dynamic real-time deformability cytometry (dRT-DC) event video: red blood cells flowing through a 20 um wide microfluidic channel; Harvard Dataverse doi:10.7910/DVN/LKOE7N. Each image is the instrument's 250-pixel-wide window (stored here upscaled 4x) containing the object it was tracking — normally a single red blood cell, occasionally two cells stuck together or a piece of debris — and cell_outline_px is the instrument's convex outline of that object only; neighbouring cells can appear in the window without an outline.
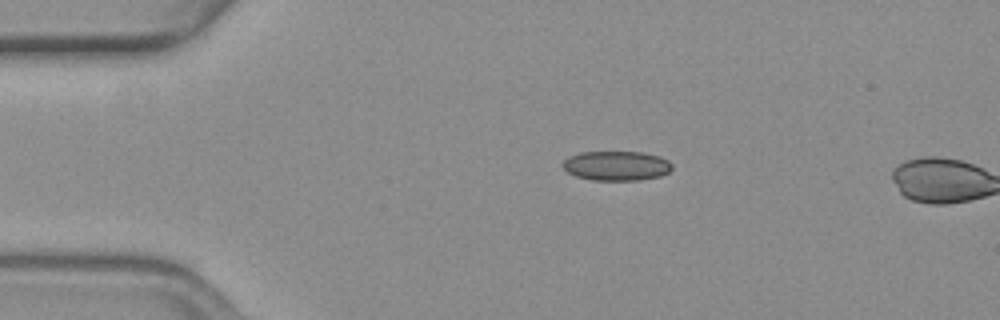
{"species": "common noctule bat (a hibernating species)", "species_latin": "Nyctalus noctula", "temperature_condition": "warm", "stored_images_in_passage": 3, "camera_frame_rate_fps": 3000, "um_per_image_px": 0.085, "animal": {"sex": "female", "body_mass_g": 19.3, "forearm_length_mm": 54.1}, "frame": {"image": 1, "passage_image": 1, "time_ms": 0.0, "image_size_px": [1000, 320], "cell_outline_px": [[672, 168], [668, 172], [660, 176], [640, 180], [592, 180], [576, 176], [568, 172], [564, 168], [564, 160], [568, 156], [580, 152], [640, 152], [660, 156], [668, 160], [672, 164]], "centroid_in_image_um": [52.41, 14.09], "position_along_channel_um": 32.6, "area_um2": 18.79}}